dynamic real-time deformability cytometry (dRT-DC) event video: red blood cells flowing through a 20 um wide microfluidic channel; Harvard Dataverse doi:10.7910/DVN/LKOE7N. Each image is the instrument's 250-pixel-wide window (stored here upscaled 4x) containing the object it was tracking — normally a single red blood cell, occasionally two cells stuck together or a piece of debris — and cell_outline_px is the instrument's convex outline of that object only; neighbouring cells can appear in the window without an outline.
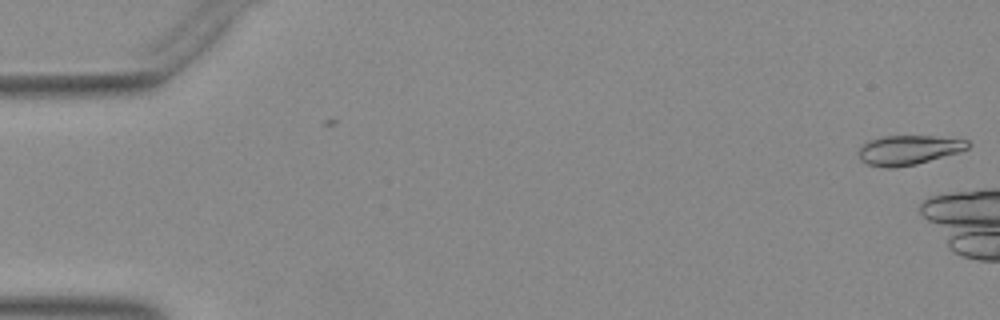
{"species": "Egyptian fruit bat (a non-hibernating species)", "species_latin": "Rousettus aegyptiacus", "temperature_condition": "warm", "stored_images_in_passage": 3, "camera_frame_rate_fps": 3000, "um_per_image_px": 0.085, "animal": {"sex": "female"}, "frame": {"image": 1, "passage_image": 3, "time_ms": 0.667, "image_size_px": [1000, 320], "cell_outline_px": [[972, 144], [968, 148], [956, 152], [916, 164], [896, 168], [884, 168], [868, 164], [860, 160], [860, 148], [868, 140], [884, 136], [932, 136], [968, 140]], "centroid_in_image_um": [77.21, 12.75], "position_along_channel_um": 7.8, "area_um2": 18.55}}